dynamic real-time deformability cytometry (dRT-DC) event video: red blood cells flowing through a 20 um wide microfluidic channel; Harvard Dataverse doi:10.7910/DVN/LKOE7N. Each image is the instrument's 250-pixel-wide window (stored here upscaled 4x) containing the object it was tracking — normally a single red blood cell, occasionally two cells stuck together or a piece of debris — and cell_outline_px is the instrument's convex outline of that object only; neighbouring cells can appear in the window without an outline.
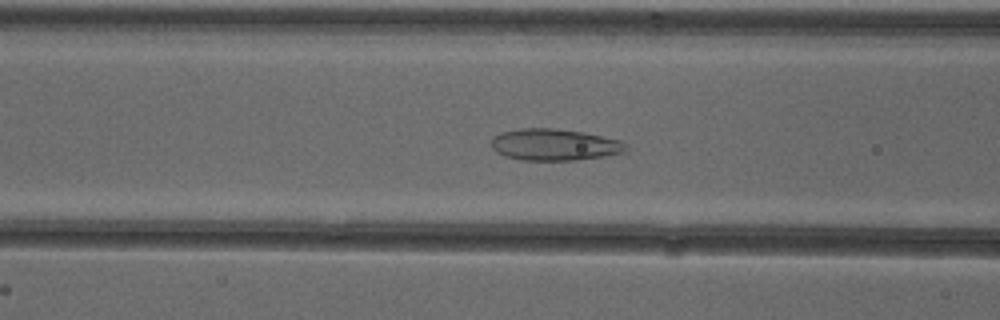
{"species": "common noctule bat (a hibernating species)", "species_latin": "Nyctalus noctula", "temperature_condition": "cold", "stored_images_in_passage": 53, "camera_frame_rate_fps": 3000, "um_per_image_px": 0.085, "animal": {"sex": "female"}, "frame": {"image": 1, "passage_image": 22, "time_ms": 7.0, "image_size_px": [1000, 320], "cell_outline_px": [[628, 148], [624, 152], [604, 156], [576, 160], [520, 160], [504, 156], [496, 152], [492, 148], [492, 136], [500, 132], [520, 128], [552, 128], [584, 132], [624, 140], [628, 144]], "centroid_in_image_um": [47.15, 12.29], "position_along_channel_um": 119.5, "area_um2": 25.2}}
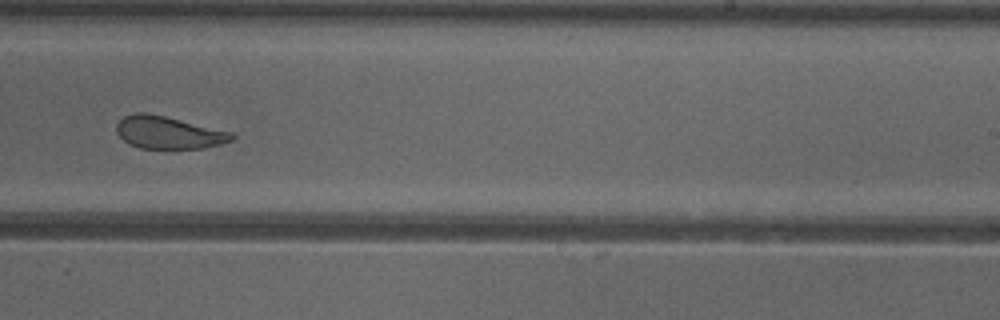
{"frame": {"image": 2, "passage_image": 34, "time_ms": 11.0, "image_size_px": [1000, 320], "cell_outline_px": [[236, 136], [232, 140], [220, 144], [204, 148], [140, 148], [128, 144], [116, 132], [116, 124], [124, 116], [136, 112], [144, 112], [164, 116], [232, 132]], "centroid_in_image_um": [14.3, 11.27], "position_along_channel_um": 274.7, "area_um2": 21.68}}
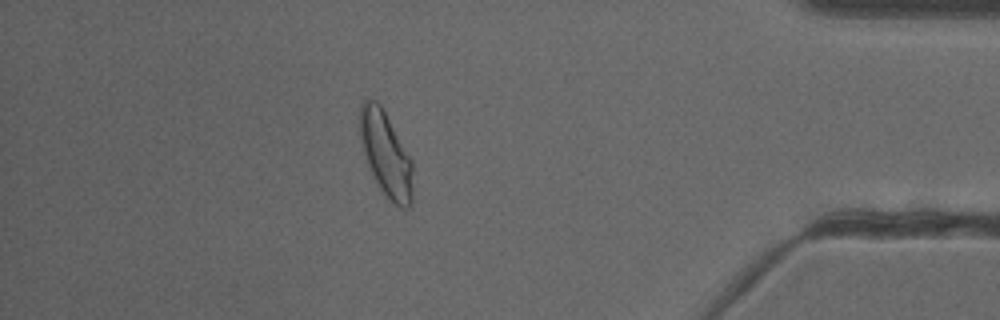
{"frame": {"image": 3, "passage_image": 47, "time_ms": 15.333, "image_size_px": [1000, 320], "cell_outline_px": [[412, 204], [408, 208], [400, 208], [388, 200], [380, 192], [368, 168], [360, 136], [360, 104], [364, 100], [376, 100], [380, 104], [412, 160]], "centroid_in_image_um": [32.79, 13.18], "position_along_channel_um": 402.4, "area_um2": 26.3}, "authors_computed_cell_mechanics": {"area_um2": 26.1256, "velocity_mm_per_s": 3.8791, "shape_relaxation_time_tau1_ms": null, "shape_relaxation_time_tau2_ms": 1.3164, "deformation_change_tau1": null, "deformation_change_tau2": 0.0823}}